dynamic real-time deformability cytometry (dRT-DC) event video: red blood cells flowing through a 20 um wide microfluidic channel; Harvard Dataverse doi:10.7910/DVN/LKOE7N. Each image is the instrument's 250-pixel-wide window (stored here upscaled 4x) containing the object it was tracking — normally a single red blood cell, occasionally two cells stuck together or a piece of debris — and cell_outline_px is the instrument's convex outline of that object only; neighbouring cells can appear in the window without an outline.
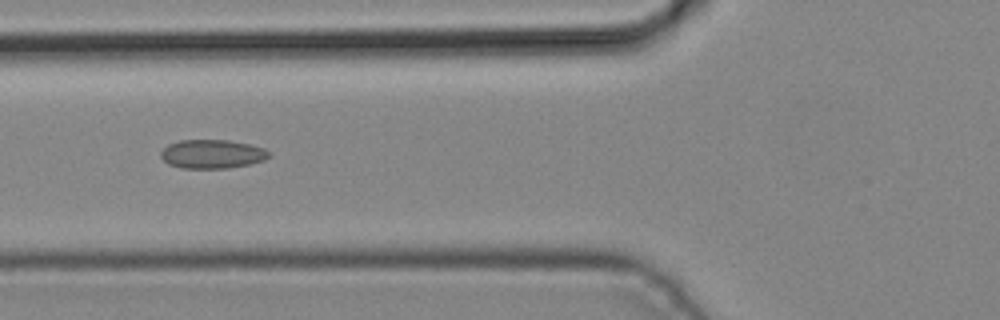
{"species": "common noctule bat (a hibernating species)", "species_latin": "Nyctalus noctula", "temperature_condition": "cold", "stored_images_in_passage": 2, "camera_frame_rate_fps": 3000, "um_per_image_px": 0.085, "animal": {"sex": "male", "body_mass_g": 19.2, "forearm_length_mm": 51.8}, "frame": {"image": 1, "passage_image": 2, "time_ms": 0.333, "image_size_px": [1000, 320], "cell_outline_px": [[272, 156], [264, 160], [248, 164], [228, 168], [180, 168], [168, 164], [160, 156], [160, 152], [168, 144], [180, 140], [228, 140], [248, 144], [264, 148]], "centroid_in_image_um": [18.01, 13.09], "position_along_channel_um": 107.8, "area_um2": 18.15}}